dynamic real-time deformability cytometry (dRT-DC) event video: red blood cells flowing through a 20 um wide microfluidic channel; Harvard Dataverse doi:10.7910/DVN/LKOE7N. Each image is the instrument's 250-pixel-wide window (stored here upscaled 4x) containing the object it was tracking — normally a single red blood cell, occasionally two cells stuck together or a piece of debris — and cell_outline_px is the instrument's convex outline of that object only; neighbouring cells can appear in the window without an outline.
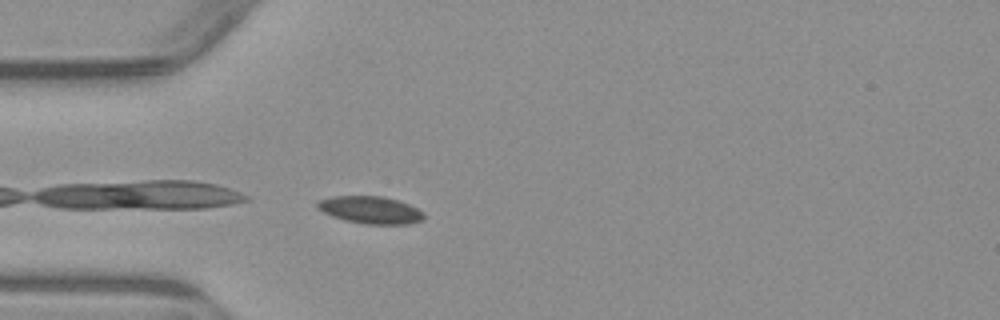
{"species": "common noctule bat (a hibernating species)", "species_latin": "Nyctalus noctula", "temperature_condition": "warm", "stored_images_in_passage": 4, "camera_frame_rate_fps": 3000, "um_per_image_px": 0.085, "animal": {"sex": "male", "body_mass_g": 23.1, "forearm_length_mm": 52.7}, "frame": {"image": 1, "passage_image": 4, "time_ms": 3.667, "image_size_px": [1000, 320], "cell_outline_px": [[424, 220], [408, 224], [364, 224], [344, 220], [332, 216], [316, 208], [316, 204], [320, 200], [332, 196], [384, 196], [408, 204], [424, 212]], "centroid_in_image_um": [31.49, 17.85], "position_along_channel_um": 53.5, "area_um2": 16.99}}